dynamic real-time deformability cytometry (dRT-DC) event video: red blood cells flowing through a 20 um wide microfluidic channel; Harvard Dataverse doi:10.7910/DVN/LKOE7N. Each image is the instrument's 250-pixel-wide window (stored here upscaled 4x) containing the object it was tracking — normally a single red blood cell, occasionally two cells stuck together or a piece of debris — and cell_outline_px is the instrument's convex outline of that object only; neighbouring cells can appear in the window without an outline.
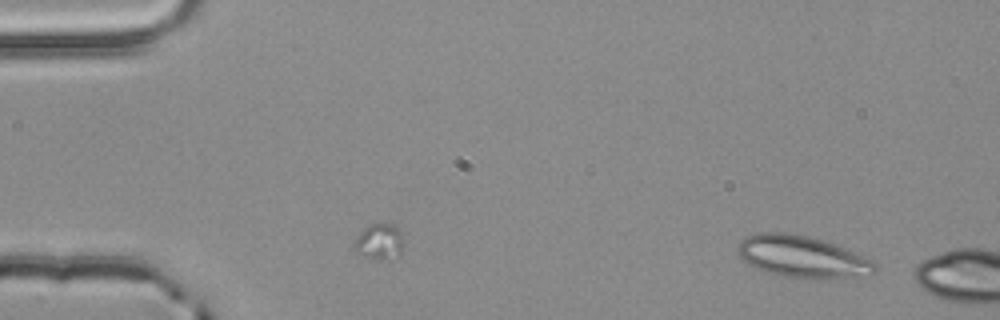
{"species": "common noctule bat (a hibernating species)", "species_latin": "Nyctalus noctula", "temperature_condition": "room temperature", "stored_images_in_passage": 2, "camera_frame_rate_fps": 3000, "um_per_image_px": 0.085, "animal": {"sex": "male", "body_mass_g": 20.4}, "frame": {"image": 1, "passage_image": 2, "time_ms": 0.333, "image_size_px": [1000, 320], "cell_outline_px": [[876, 272], [868, 276], [844, 280], [804, 280], [780, 276], [764, 272], [748, 264], [736, 252], [736, 248], [740, 240], [744, 236], [760, 232], [788, 232], [808, 236], [824, 240], [836, 244], [872, 260], [876, 264]], "centroid_in_image_um": [68.22, 21.87], "position_along_channel_um": 16.8, "area_um2": 34.85}}